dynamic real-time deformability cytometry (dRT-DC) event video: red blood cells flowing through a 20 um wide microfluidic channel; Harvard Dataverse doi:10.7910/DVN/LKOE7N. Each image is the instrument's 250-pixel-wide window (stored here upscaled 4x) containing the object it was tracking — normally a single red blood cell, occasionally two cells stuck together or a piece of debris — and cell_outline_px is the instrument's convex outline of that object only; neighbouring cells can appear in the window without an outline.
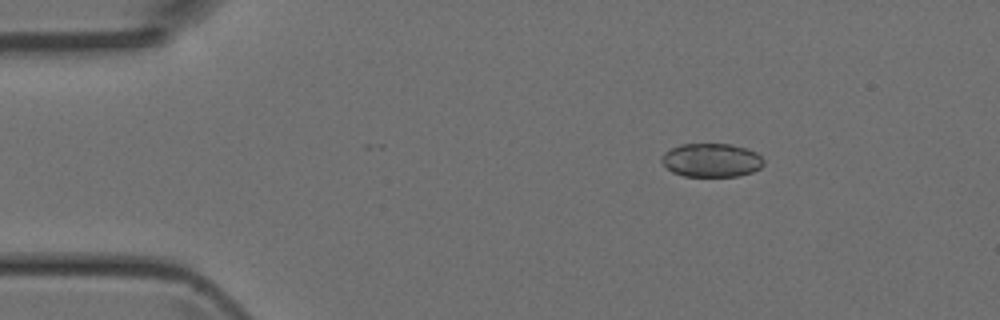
{"species": "Egyptian fruit bat (a non-hibernating species)", "species_latin": "Rousettus aegyptiacus", "temperature_condition": "room temperature", "stored_images_in_passage": 4, "camera_frame_rate_fps": 3000, "um_per_image_px": 0.085, "animal": {"sex": "female"}, "frame": {"image": 1, "passage_image": 1, "time_ms": 0.0, "image_size_px": [1000, 320], "cell_outline_px": [[764, 164], [760, 168], [752, 172], [736, 176], [684, 176], [672, 172], [660, 160], [660, 156], [664, 152], [680, 144], [732, 144], [748, 148], [756, 152], [764, 160]], "centroid_in_image_um": [60.47, 13.61], "position_along_channel_um": 24.5, "area_um2": 20.11}}
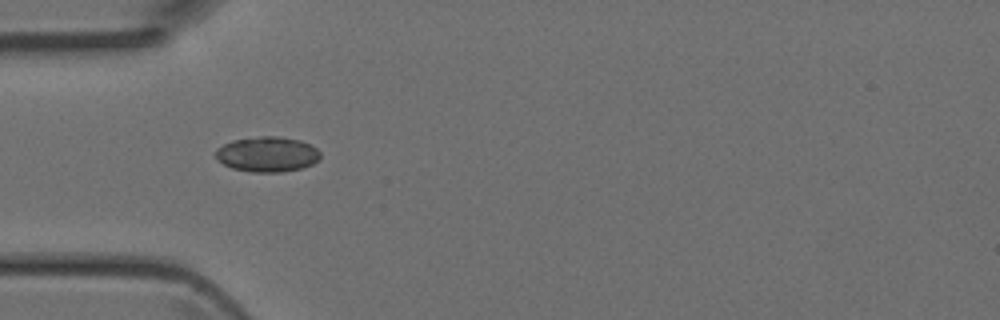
{"frame": {"image": 2, "passage_image": 3, "time_ms": 0.667, "image_size_px": [1000, 320], "cell_outline_px": [[320, 160], [312, 164], [300, 168], [280, 172], [252, 172], [232, 168], [224, 164], [212, 152], [216, 148], [232, 140], [260, 136], [276, 136], [300, 140], [316, 148], [320, 152]], "centroid_in_image_um": [22.7, 13.11], "position_along_channel_um": 62.3, "area_um2": 21.44}}
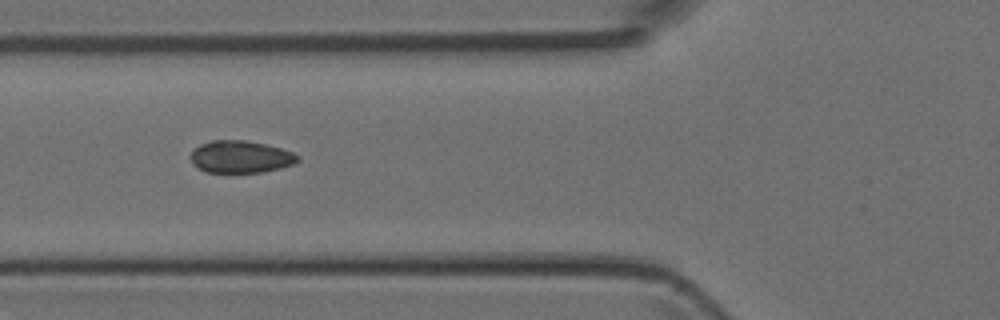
{"frame": {"image": 3, "passage_image": 4, "time_ms": 1.0, "image_size_px": [1000, 320], "cell_outline_px": [[300, 160], [292, 164], [280, 168], [260, 172], [204, 172], [196, 168], [192, 164], [188, 156], [200, 144], [212, 140], [244, 140], [264, 144], [280, 148], [292, 152], [300, 156]], "centroid_in_image_um": [20.4, 13.33], "position_along_channel_um": 105.4, "area_um2": 20.17}}